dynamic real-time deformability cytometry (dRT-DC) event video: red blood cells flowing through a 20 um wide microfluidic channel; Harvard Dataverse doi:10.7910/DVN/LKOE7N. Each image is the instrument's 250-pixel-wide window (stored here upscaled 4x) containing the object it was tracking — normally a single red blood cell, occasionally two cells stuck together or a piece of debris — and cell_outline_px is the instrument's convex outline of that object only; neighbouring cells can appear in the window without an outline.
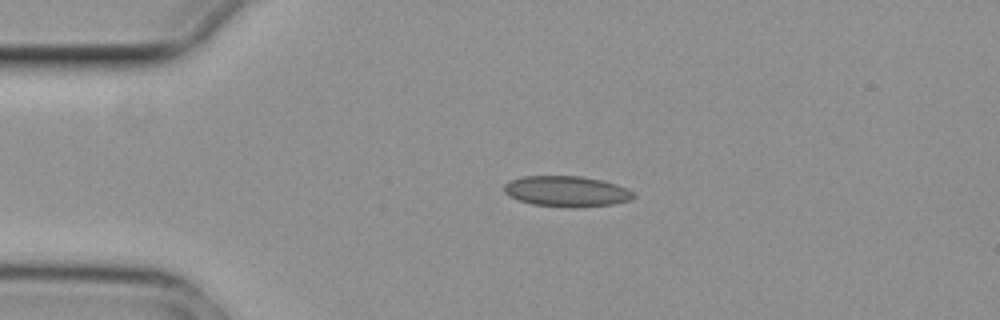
{"species": "common noctule bat (a hibernating species)", "species_latin": "Nyctalus noctula", "temperature_condition": "cold", "stored_images_in_passage": 2, "camera_frame_rate_fps": 3000, "um_per_image_px": 0.085, "animal": {"sex": "female", "body_mass_g": 29.2, "forearm_length_mm": 56.3}, "frame": {"image": 1, "passage_image": 1, "time_ms": 0.0, "image_size_px": [1000, 320], "cell_outline_px": [[636, 196], [632, 200], [616, 204], [572, 208], [532, 204], [516, 200], [504, 192], [504, 184], [508, 180], [524, 176], [580, 176], [604, 180], [628, 188]], "centroid_in_image_um": [48.18, 16.27], "position_along_channel_um": 36.8, "area_um2": 23.52}}